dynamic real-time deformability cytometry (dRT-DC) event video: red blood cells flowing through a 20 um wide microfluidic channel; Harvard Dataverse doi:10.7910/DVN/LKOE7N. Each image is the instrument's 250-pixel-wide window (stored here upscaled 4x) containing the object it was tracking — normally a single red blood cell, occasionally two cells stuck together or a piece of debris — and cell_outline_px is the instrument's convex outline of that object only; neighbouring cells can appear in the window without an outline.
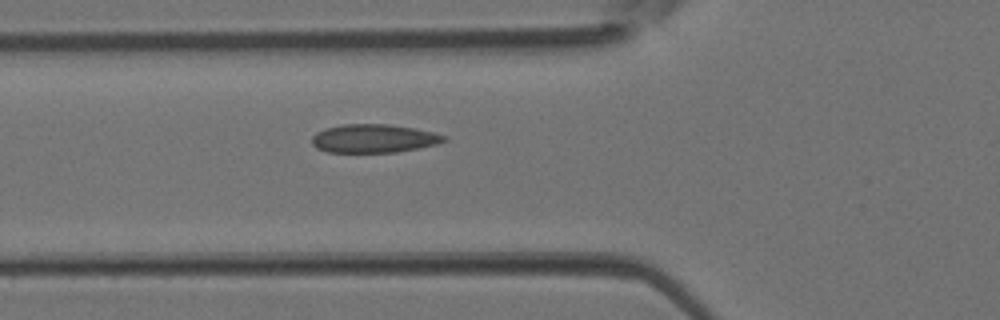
{"species": "Egyptian fruit bat (a non-hibernating species)", "species_latin": "Rousettus aegyptiacus", "temperature_condition": "room temperature", "stored_images_in_passage": 5, "camera_frame_rate_fps": 3000, "um_per_image_px": 0.085, "animal": {"sex": "female"}, "frame": {"image": 1, "passage_image": 5, "time_ms": 1.333, "image_size_px": [1000, 320], "cell_outline_px": [[448, 140], [436, 144], [420, 148], [396, 152], [328, 152], [316, 148], [312, 144], [312, 136], [316, 132], [324, 128], [340, 124], [388, 124], [416, 128], [448, 136]], "centroid_in_image_um": [31.77, 11.76], "position_along_channel_um": 94.0, "area_um2": 22.14}}